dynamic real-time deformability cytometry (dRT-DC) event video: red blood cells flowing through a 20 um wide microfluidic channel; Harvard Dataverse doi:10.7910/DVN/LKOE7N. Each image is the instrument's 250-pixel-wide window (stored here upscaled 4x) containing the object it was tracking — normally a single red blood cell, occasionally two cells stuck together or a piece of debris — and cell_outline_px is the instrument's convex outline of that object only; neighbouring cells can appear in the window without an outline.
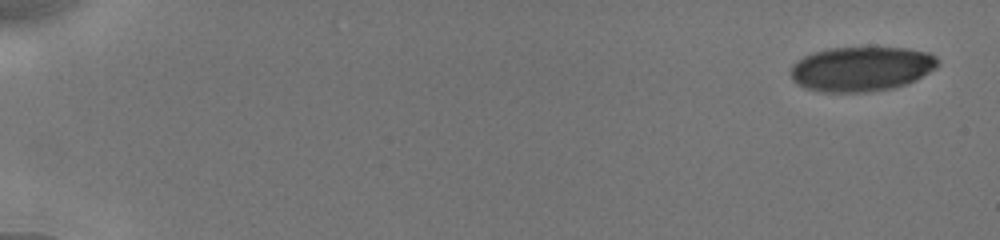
{"species": "human", "species_latin": "Homo sapiens", "temperature_condition": "cold", "stored_images_in_passage": 19, "camera_frame_rate_fps": 3000, "um_per_image_px": 0.085, "donor": {"sex": "male"}, "frame": {"image": 1, "passage_image": 1, "time_ms": 0.0, "image_size_px": [1000, 240], "cell_outline_px": [[940, 64], [936, 68], [916, 80], [908, 84], [892, 88], [868, 92], [824, 92], [804, 88], [796, 84], [792, 80], [792, 64], [804, 56], [812, 52], [828, 48], [908, 48], [928, 52], [936, 56]], "centroid_in_image_um": [73.23, 5.86], "position_along_channel_um": 11.8, "area_um2": 38.55}}
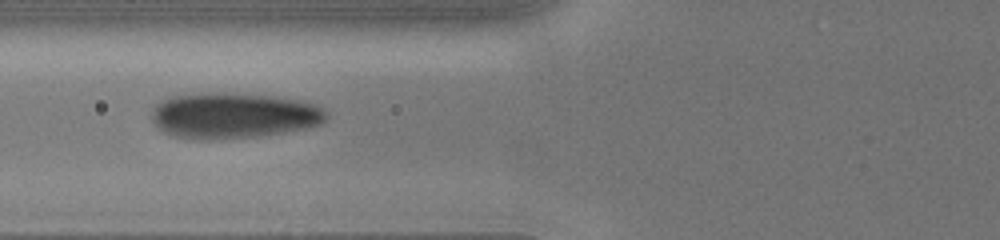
{"frame": {"image": 2, "passage_image": 11, "time_ms": 7.0, "image_size_px": [1000, 240], "cell_outline_px": [[328, 116], [320, 124], [308, 128], [264, 136], [212, 140], [196, 140], [172, 136], [164, 132], [152, 120], [152, 108], [156, 104], [172, 96], [200, 92], [224, 92], [272, 96], [300, 100], [316, 104], [324, 108], [328, 112]], "centroid_in_image_um": [19.86, 9.82], "position_along_channel_um": 105.9, "area_um2": 47.34}}
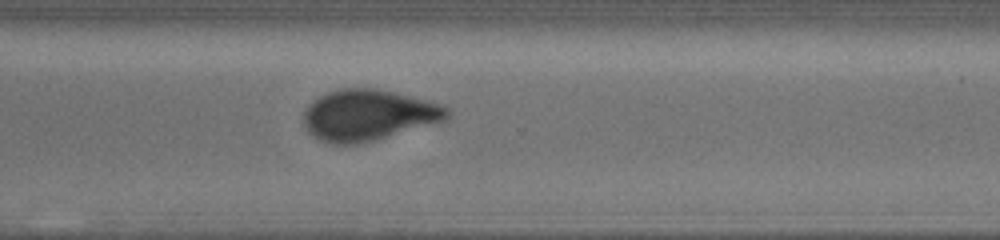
{"frame": {"image": 3, "passage_image": 19, "time_ms": 13.0, "image_size_px": [1000, 240], "cell_outline_px": [[448, 116], [444, 120], [372, 140], [356, 144], [328, 144], [312, 136], [304, 128], [304, 112], [308, 104], [312, 100], [328, 92], [340, 88], [376, 88], [428, 100], [444, 104], [448, 108]], "centroid_in_image_um": [31.25, 9.77], "position_along_channel_um": 339.4, "area_um2": 42.37}}